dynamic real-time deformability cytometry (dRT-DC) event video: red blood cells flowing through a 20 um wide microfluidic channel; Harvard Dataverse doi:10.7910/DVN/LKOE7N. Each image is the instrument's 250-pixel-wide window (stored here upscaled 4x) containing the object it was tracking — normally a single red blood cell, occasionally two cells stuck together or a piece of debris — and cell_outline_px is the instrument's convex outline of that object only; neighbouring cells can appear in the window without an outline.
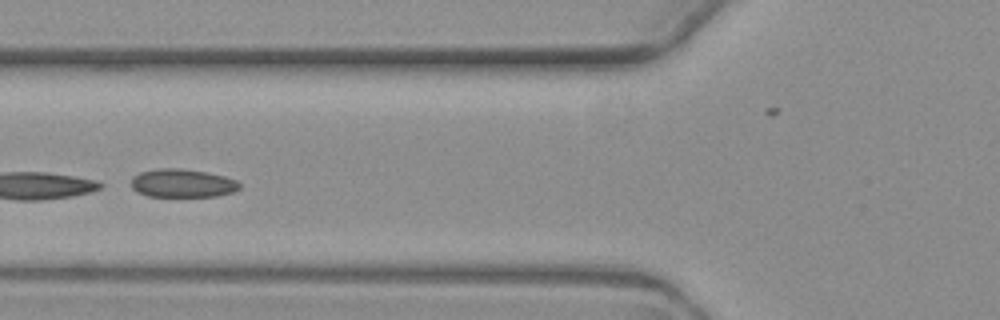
{"species": "common noctule bat (a hibernating species)", "species_latin": "Nyctalus noctula", "temperature_condition": "warm", "stored_images_in_passage": 8, "camera_frame_rate_fps": 3000, "um_per_image_px": 0.085, "animal": {"sex": "female", "body_mass_g": 19.3, "forearm_length_mm": 54.1}, "frame": {"image": 1, "passage_image": 4, "time_ms": 4.0, "image_size_px": [1000, 320], "cell_outline_px": [[240, 188], [232, 192], [216, 196], [148, 196], [136, 192], [132, 188], [132, 176], [140, 172], [156, 168], [180, 168], [204, 172], [224, 176], [236, 180], [240, 184]], "centroid_in_image_um": [15.47, 15.57], "position_along_channel_um": 110.3, "area_um2": 17.86}}
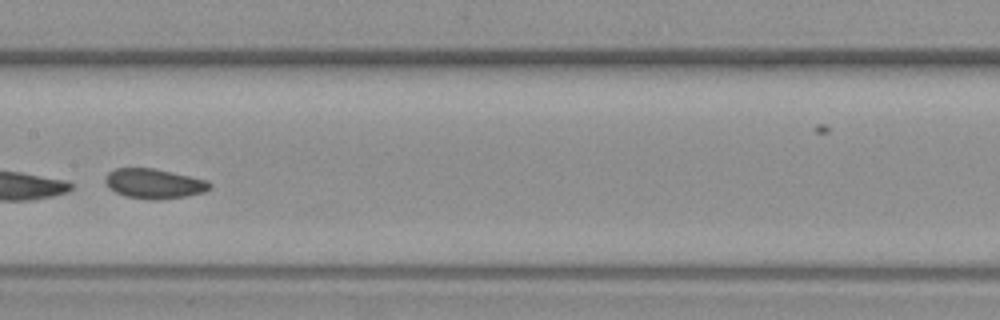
{"frame": {"image": 2, "passage_image": 6, "time_ms": 6.333, "image_size_px": [1000, 320], "cell_outline_px": [[212, 188], [204, 192], [184, 196], [156, 200], [152, 200], [124, 196], [108, 188], [104, 180], [108, 172], [116, 168], [152, 168], [208, 180], [212, 184]], "centroid_in_image_um": [13.09, 15.61], "position_along_channel_um": 194.3, "area_um2": 18.15}}
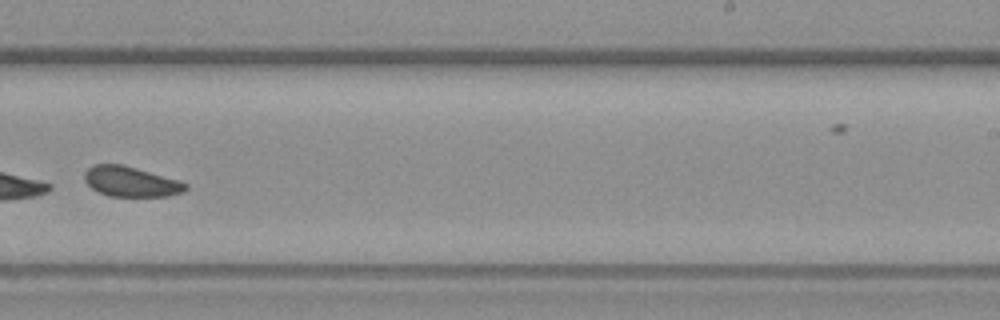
{"frame": {"image": 3, "passage_image": 8, "time_ms": 8.667, "image_size_px": [1000, 320], "cell_outline_px": [[188, 188], [184, 192], [168, 196], [108, 196], [92, 188], [84, 180], [84, 172], [92, 164], [120, 164], [136, 168], [180, 180], [188, 184]], "centroid_in_image_um": [11.14, 15.43], "position_along_channel_um": 277.9, "area_um2": 17.8}}